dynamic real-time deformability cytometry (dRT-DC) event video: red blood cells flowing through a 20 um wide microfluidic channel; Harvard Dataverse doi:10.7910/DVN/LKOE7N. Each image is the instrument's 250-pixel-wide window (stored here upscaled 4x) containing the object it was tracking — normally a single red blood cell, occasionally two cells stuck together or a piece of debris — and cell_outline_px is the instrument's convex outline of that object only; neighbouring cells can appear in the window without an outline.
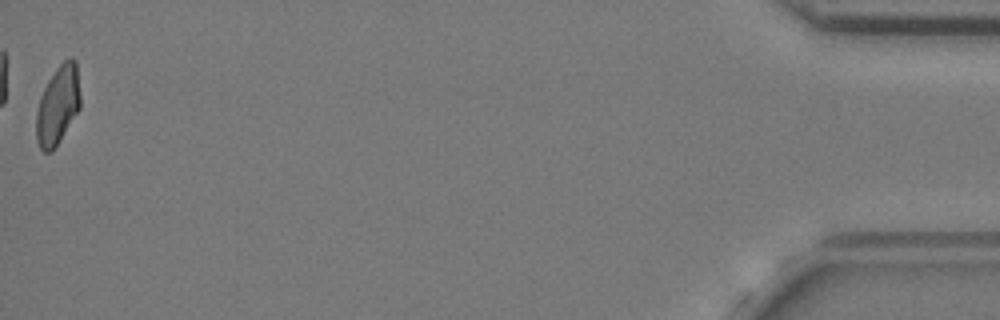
{"species": "common noctule bat (a hibernating species)", "species_latin": "Nyctalus noctula", "temperature_condition": "cold", "stored_images_in_passage": 38, "camera_frame_rate_fps": 3000, "um_per_image_px": 0.085, "animal": {"sex": "female", "body_mass_g": 24.6, "forearm_length_mm": 56.2}, "frame": {"image": 1, "passage_image": 38, "time_ms": 12.333, "image_size_px": [1000, 320], "cell_outline_px": [[80, 108], [60, 140], [52, 152], [44, 152], [40, 148], [36, 140], [36, 112], [40, 96], [48, 80], [56, 68], [64, 60], [72, 56], [76, 60], [80, 96]], "centroid_in_image_um": [4.91, 8.93], "position_along_channel_um": 430.3, "area_um2": 20.29}}